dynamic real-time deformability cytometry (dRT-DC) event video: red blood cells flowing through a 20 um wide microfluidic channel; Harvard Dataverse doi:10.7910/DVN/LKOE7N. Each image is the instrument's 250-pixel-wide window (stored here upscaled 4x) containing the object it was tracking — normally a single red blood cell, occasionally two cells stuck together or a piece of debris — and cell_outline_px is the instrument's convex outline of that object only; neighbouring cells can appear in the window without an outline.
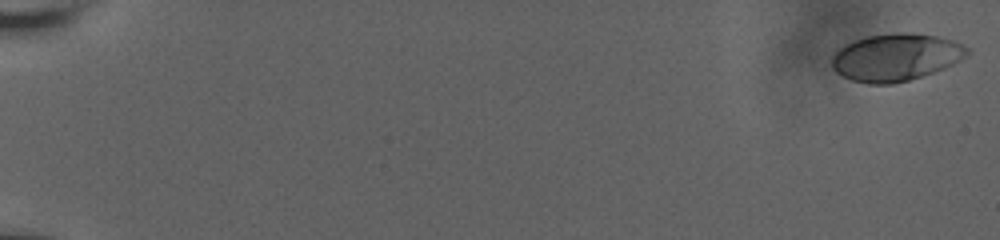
{"species": "human", "species_latin": "Homo sapiens", "temperature_condition": "room temperature", "stored_images_in_passage": 21, "camera_frame_rate_fps": 3000, "um_per_image_px": 0.085, "donor": {"sex": "male"}, "frame": {"image": 1, "passage_image": 1, "time_ms": 0.0, "image_size_px": [1000, 240], "cell_outline_px": [[968, 56], [944, 68], [908, 80], [892, 84], [868, 84], [852, 80], [836, 72], [832, 68], [832, 56], [840, 48], [864, 36], [900, 32], [940, 36], [952, 40], [968, 48]], "centroid_in_image_um": [76.14, 4.87], "position_along_channel_um": 8.9, "area_um2": 36.99}}
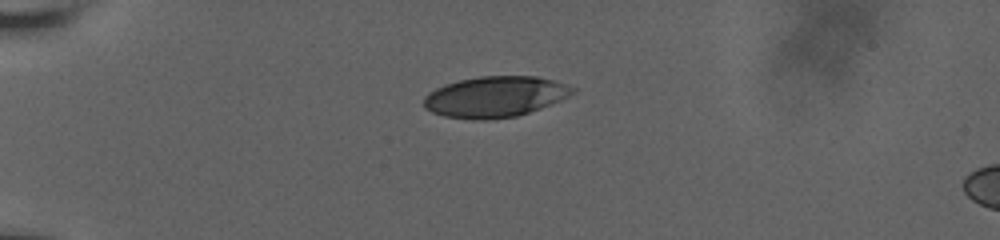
{"frame": {"image": 2, "passage_image": 17, "time_ms": 5.333, "image_size_px": [1000, 240], "cell_outline_px": [[576, 92], [560, 100], [540, 108], [516, 116], [484, 120], [472, 120], [444, 116], [432, 112], [424, 108], [424, 96], [428, 92], [436, 88], [460, 80], [480, 76], [536, 76], [552, 80], [576, 88]], "centroid_in_image_um": [42.06, 8.23], "position_along_channel_um": 42.9, "area_um2": 35.26}}